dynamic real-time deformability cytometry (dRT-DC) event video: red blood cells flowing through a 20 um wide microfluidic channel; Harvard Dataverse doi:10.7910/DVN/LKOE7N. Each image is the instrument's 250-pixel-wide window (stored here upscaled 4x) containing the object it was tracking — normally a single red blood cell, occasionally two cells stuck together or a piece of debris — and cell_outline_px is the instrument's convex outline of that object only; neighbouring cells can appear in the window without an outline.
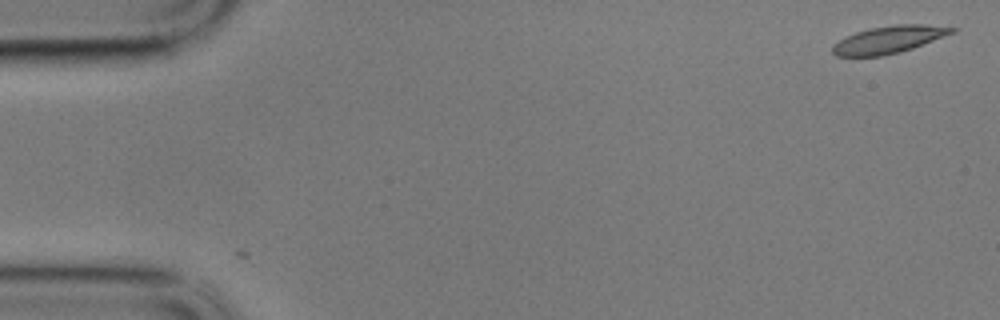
{"species": "common noctule bat (a hibernating species)", "species_latin": "Nyctalus noctula", "temperature_condition": "cold", "stored_images_in_passage": 3, "camera_frame_rate_fps": 3000, "um_per_image_px": 0.085, "animal": {"sex": "male", "body_mass_g": 17.9}, "frame": {"image": 1, "passage_image": 3, "time_ms": 0.667, "image_size_px": [1000, 320], "cell_outline_px": [[956, 32], [912, 48], [900, 52], [880, 56], [836, 56], [832, 52], [832, 48], [844, 36], [856, 32], [872, 28], [896, 24], [924, 24], [956, 28]], "centroid_in_image_um": [75.56, 3.36], "position_along_channel_um": 9.4, "area_um2": 18.79}}